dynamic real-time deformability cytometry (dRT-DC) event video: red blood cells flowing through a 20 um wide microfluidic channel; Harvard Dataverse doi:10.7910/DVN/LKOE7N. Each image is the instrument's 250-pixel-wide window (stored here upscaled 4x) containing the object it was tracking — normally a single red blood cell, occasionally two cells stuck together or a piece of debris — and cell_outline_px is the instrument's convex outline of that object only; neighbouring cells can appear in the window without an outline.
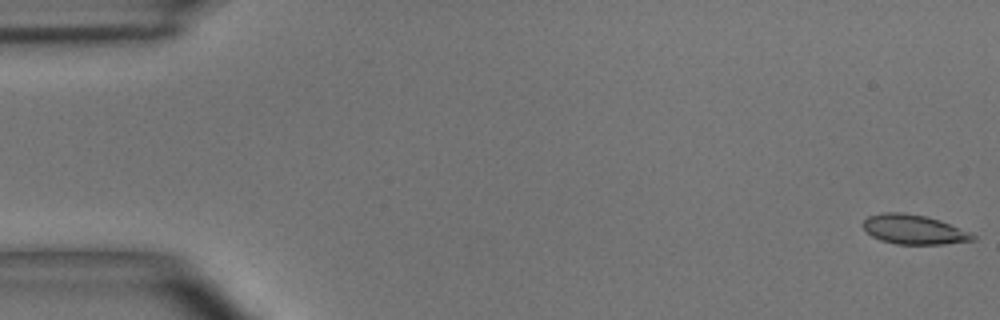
{"species": "common noctule bat (a hibernating species)", "species_latin": "Nyctalus noctula", "temperature_condition": "room temperature", "stored_images_in_passage": 12, "camera_frame_rate_fps": 3000, "um_per_image_px": 0.085, "animal": {"sex": "male", "body_mass_g": 15.6}, "frame": {"image": 1, "passage_image": 1, "time_ms": 0.0, "image_size_px": [1000, 320], "cell_outline_px": [[976, 240], [944, 244], [896, 244], [880, 240], [872, 236], [864, 228], [864, 220], [868, 216], [884, 212], [904, 212], [924, 216], [940, 220], [972, 232], [976, 236]], "centroid_in_image_um": [77.72, 19.51], "position_along_channel_um": 7.3, "area_um2": 18.9}}